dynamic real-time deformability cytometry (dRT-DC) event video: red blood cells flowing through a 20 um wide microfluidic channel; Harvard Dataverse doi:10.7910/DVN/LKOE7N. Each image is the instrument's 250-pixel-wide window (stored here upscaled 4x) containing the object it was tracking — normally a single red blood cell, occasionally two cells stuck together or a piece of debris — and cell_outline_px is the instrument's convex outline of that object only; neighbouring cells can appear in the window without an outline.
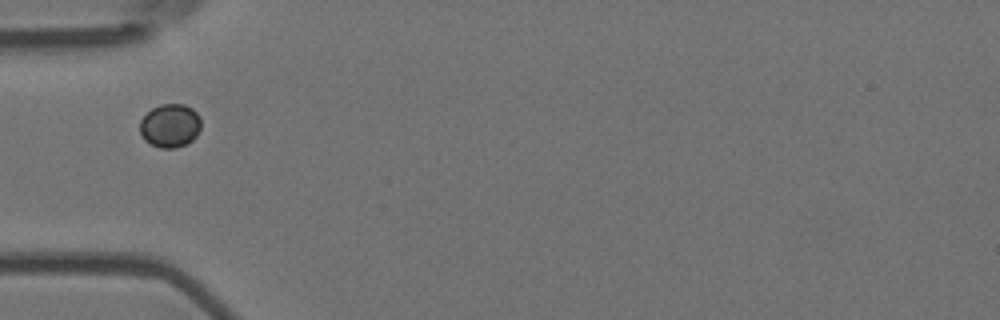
{"species": "Egyptian fruit bat (a non-hibernating species)", "species_latin": "Rousettus aegyptiacus", "temperature_condition": "room temperature", "stored_images_in_passage": 3, "camera_frame_rate_fps": 3000, "um_per_image_px": 0.085, "animal": {"sex": "female"}, "frame": {"image": 1, "passage_image": 1, "time_ms": 0.0, "image_size_px": [1000, 320], "cell_outline_px": [[200, 128], [196, 136], [188, 144], [176, 148], [160, 148], [144, 140], [140, 132], [140, 120], [152, 108], [160, 104], [184, 104], [192, 108], [200, 116]], "centroid_in_image_um": [14.46, 10.68], "position_along_channel_um": 70.5, "area_um2": 15.61}}
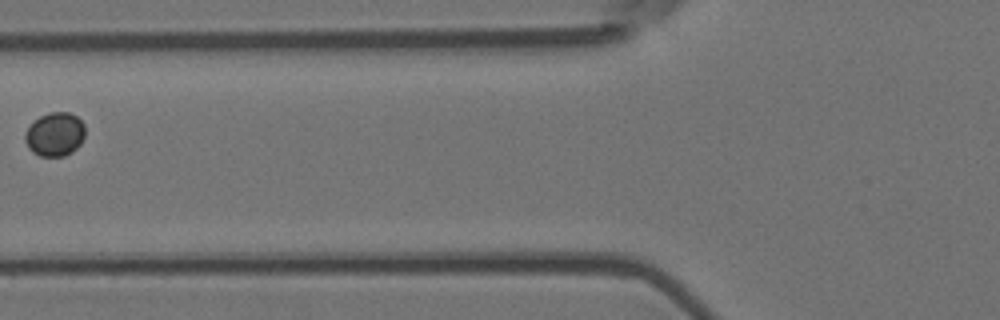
{"frame": {"image": 2, "passage_image": 2, "time_ms": 0.333, "image_size_px": [1000, 320], "cell_outline_px": [[84, 136], [80, 144], [72, 152], [64, 156], [40, 156], [32, 152], [28, 148], [24, 140], [24, 136], [28, 128], [40, 116], [48, 112], [68, 112], [76, 116], [84, 124]], "centroid_in_image_um": [4.66, 11.42], "position_along_channel_um": 121.1, "area_um2": 15.26}}
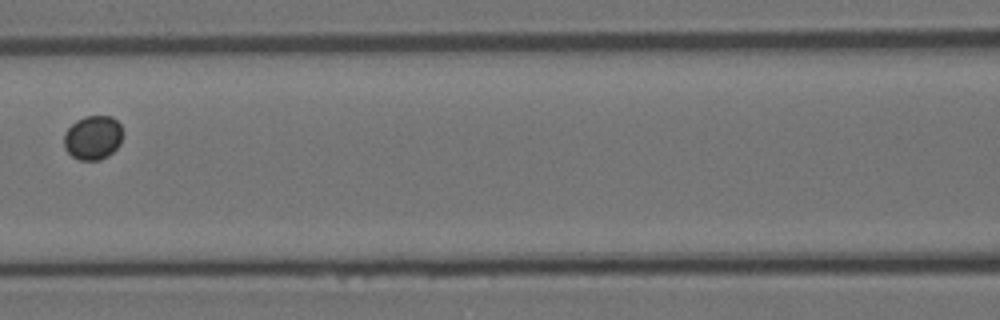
{"frame": {"image": 3, "passage_image": 3, "time_ms": 0.667, "image_size_px": [1000, 320], "cell_outline_px": [[124, 132], [120, 144], [108, 156], [100, 160], [80, 160], [72, 156], [64, 148], [64, 132], [76, 120], [84, 116], [112, 116], [120, 124]], "centroid_in_image_um": [7.91, 11.69], "position_along_channel_um": 158.7, "area_um2": 15.32}}